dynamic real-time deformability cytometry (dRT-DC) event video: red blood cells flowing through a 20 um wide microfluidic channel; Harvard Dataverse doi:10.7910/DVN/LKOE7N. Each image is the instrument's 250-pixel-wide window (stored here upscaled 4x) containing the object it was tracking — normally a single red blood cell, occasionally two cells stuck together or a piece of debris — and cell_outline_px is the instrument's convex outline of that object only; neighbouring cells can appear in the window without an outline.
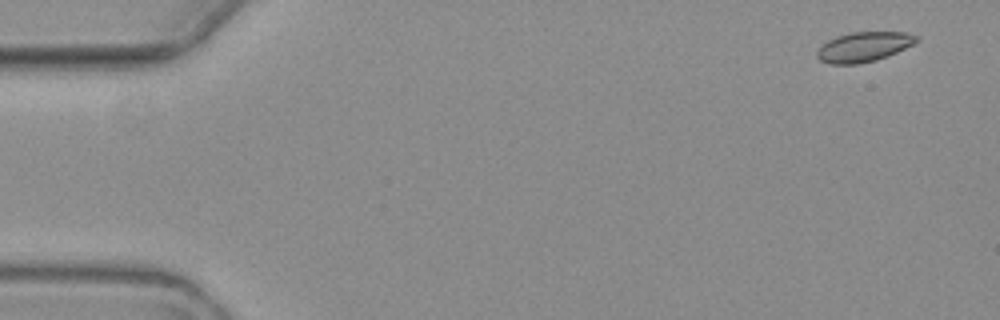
{"species": "common noctule bat (a hibernating species)", "species_latin": "Nyctalus noctula", "temperature_condition": "warm", "stored_images_in_passage": 4, "camera_frame_rate_fps": 3000, "um_per_image_px": 0.085, "animal": {"sex": "female", "body_mass_g": 19.3, "forearm_length_mm": 54.1}, "frame": {"image": 1, "passage_image": 1, "time_ms": 0.0, "image_size_px": [1000, 320], "cell_outline_px": [[920, 40], [888, 56], [876, 60], [856, 64], [828, 64], [820, 60], [816, 56], [816, 52], [828, 40], [836, 36], [852, 32], [908, 32], [916, 36]], "centroid_in_image_um": [73.41, 3.98], "position_along_channel_um": 11.6, "area_um2": 17.17}}